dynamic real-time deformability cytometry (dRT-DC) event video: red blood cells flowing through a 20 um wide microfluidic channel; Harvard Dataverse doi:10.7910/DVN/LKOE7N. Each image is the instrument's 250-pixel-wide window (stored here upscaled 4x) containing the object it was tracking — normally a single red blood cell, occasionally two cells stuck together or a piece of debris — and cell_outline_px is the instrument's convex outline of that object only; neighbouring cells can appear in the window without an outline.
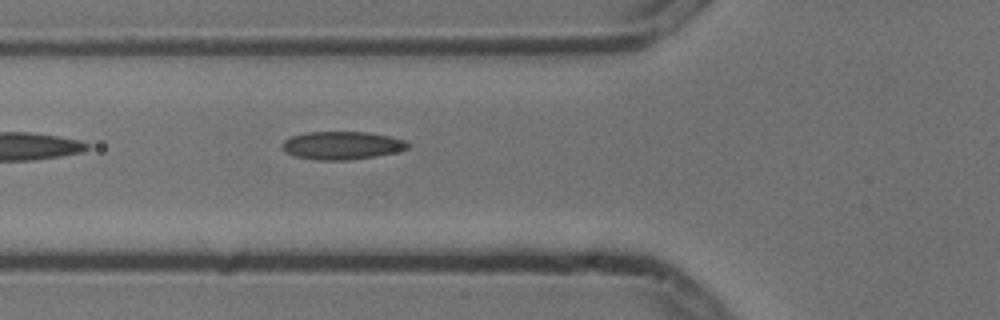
{"species": "common noctule bat (a hibernating species)", "species_latin": "Nyctalus noctula", "temperature_condition": "cold", "stored_images_in_passage": 2, "camera_frame_rate_fps": 3000, "um_per_image_px": 0.085, "animal": {"sex": "male", "body_mass_g": 13.3}, "frame": {"image": 1, "passage_image": 2, "time_ms": 0.333, "image_size_px": [1000, 320], "cell_outline_px": [[408, 148], [396, 152], [376, 156], [348, 160], [316, 160], [296, 156], [284, 152], [280, 144], [284, 140], [292, 136], [304, 132], [368, 132], [388, 136], [404, 140], [408, 144]], "centroid_in_image_um": [29.01, 12.36], "position_along_channel_um": 96.8, "area_um2": 20.52}}